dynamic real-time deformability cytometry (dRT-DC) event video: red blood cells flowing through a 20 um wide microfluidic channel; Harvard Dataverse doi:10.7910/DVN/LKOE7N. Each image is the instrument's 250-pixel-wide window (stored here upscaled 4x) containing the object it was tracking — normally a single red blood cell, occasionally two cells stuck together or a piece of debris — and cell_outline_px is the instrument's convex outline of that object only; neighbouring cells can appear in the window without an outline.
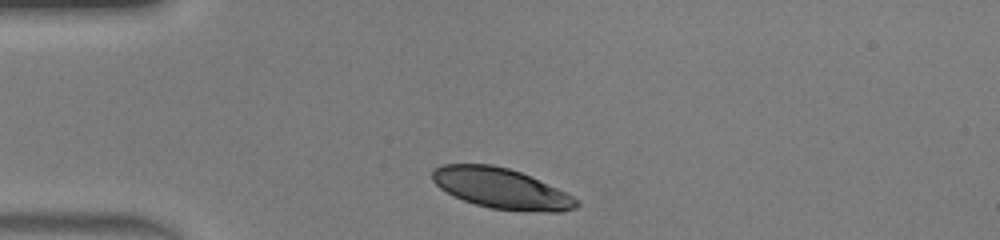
{"species": "human", "species_latin": "Homo sapiens", "temperature_condition": "warm", "stored_images_in_passage": 30, "camera_frame_rate_fps": 3000, "um_per_image_px": 0.085, "donor": {"sex": "male"}, "frame": {"image": 1, "passage_image": 1, "time_ms": 0.0, "image_size_px": [1000, 240], "cell_outline_px": [[580, 204], [576, 208], [560, 212], [524, 212], [492, 208], [476, 204], [464, 200], [440, 188], [432, 180], [432, 168], [440, 164], [492, 164], [508, 168], [520, 172], [556, 188], [580, 200]], "centroid_in_image_um": [42.61, 16.02], "position_along_channel_um": 42.4, "area_um2": 33.93}}
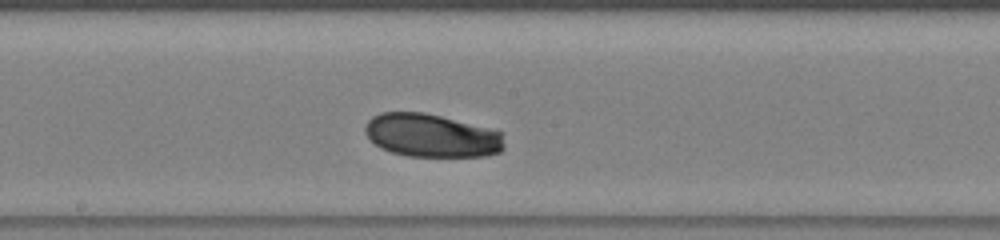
{"frame": {"image": 2, "passage_image": 15, "time_ms": 4.667, "image_size_px": [1000, 240], "cell_outline_px": [[504, 148], [500, 152], [484, 156], [408, 156], [392, 152], [380, 148], [364, 132], [364, 128], [368, 120], [372, 116], [380, 112], [424, 112], [488, 128], [500, 132], [504, 144]], "centroid_in_image_um": [36.65, 11.52], "position_along_channel_um": 211.6, "area_um2": 34.85}}
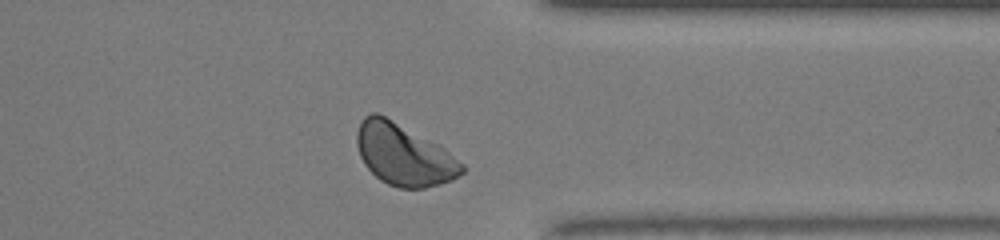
{"frame": {"image": 3, "passage_image": 27, "time_ms": 8.667, "image_size_px": [1000, 240], "cell_outline_px": [[464, 172], [452, 180], [440, 184], [424, 188], [400, 188], [388, 184], [380, 180], [364, 164], [360, 156], [356, 144], [356, 132], [360, 120], [364, 116], [372, 112], [376, 112], [440, 144], [464, 164]], "centroid_in_image_um": [34.32, 13.14], "position_along_channel_um": 377.1, "area_um2": 37.86}, "authors_computed_cell_mechanics": {"area_um2": 35.2291, "velocity_mm_per_s": 4.2602, "shape_relaxation_time_tau1_ms": 1.3014, "shape_relaxation_time_tau2_ms": null, "deformation_change_tau1": 0.0633, "deformation_change_tau2": null}}